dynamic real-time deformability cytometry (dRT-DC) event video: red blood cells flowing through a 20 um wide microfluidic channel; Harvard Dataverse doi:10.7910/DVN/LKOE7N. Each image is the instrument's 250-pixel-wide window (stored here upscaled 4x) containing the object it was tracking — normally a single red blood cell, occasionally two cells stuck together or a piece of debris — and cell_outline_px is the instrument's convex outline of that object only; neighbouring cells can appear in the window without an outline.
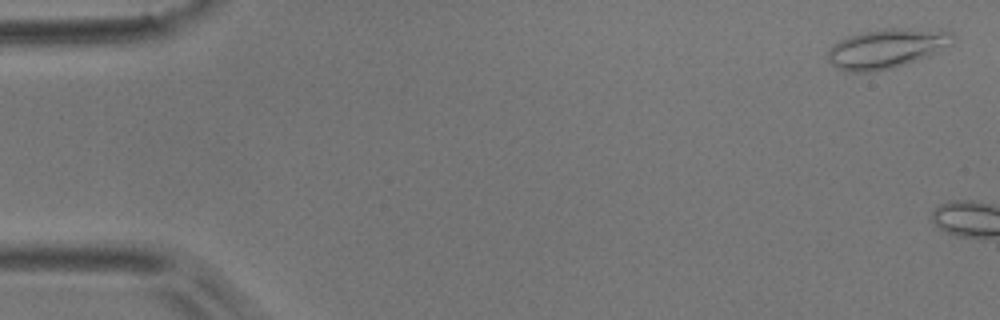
{"species": "common noctule bat (a hibernating species)", "species_latin": "Nyctalus noctula", "temperature_condition": "room temperature", "stored_images_in_passage": 2, "camera_frame_rate_fps": 3000, "um_per_image_px": 0.085, "animal": {"sex": "male", "body_mass_g": 17.9}, "frame": {"image": 1, "passage_image": 1, "time_ms": 0.0, "image_size_px": [1000, 320], "cell_outline_px": [[956, 40], [952, 44], [928, 56], [892, 68], [872, 72], [848, 72], [836, 68], [828, 60], [828, 48], [832, 44], [848, 36], [860, 32], [884, 28], [940, 28], [952, 32], [956, 36]], "centroid_in_image_um": [75.4, 4.09], "position_along_channel_um": 9.6, "area_um2": 29.36}}